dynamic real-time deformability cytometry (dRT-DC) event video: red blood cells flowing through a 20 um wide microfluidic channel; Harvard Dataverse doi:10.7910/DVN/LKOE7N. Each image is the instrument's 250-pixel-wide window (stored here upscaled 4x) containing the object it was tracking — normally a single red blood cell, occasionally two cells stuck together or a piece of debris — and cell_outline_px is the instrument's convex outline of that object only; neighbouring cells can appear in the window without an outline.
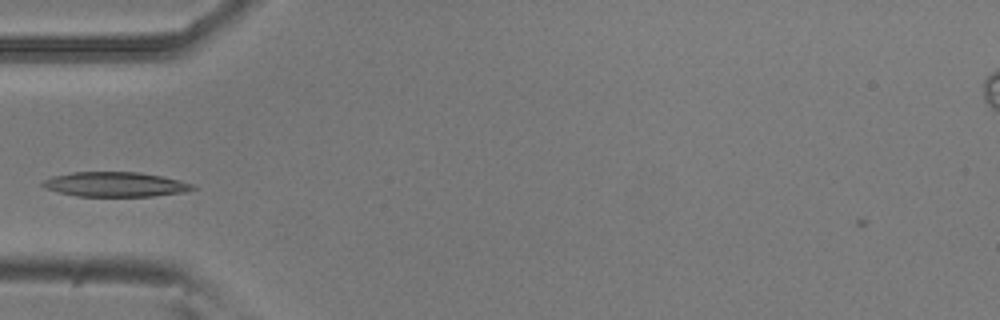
{"species": "common noctule bat (a hibernating species)", "species_latin": "Nyctalus noctula", "temperature_condition": "room temperature", "stored_images_in_passage": 37, "camera_frame_rate_fps": 3000, "um_per_image_px": 0.085, "animal": {"sex": "male", "body_mass_g": 20.5, "forearm_length_mm": 52.5}, "frame": {"image": 1, "passage_image": 6, "time_ms": 1.667, "image_size_px": [1000, 320], "cell_outline_px": [[200, 188], [184, 192], [152, 196], [76, 196], [44, 188], [40, 184], [44, 180], [52, 176], [72, 172], [140, 172], [160, 176], [192, 184]], "centroid_in_image_um": [9.78, 15.67], "position_along_channel_um": 75.2, "area_um2": 21.5}}
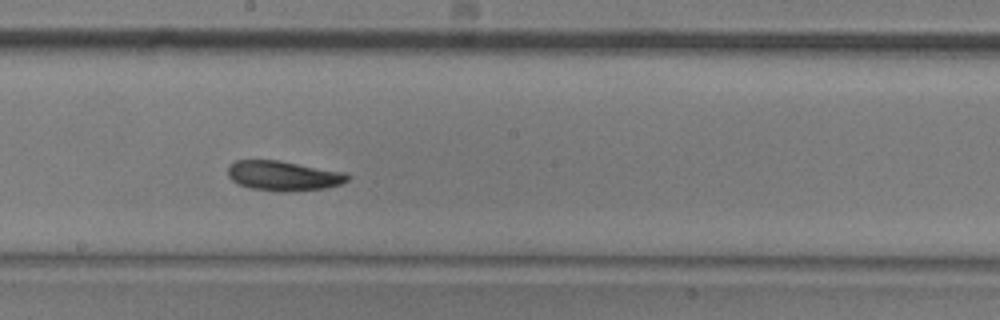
{"frame": {"image": 2, "passage_image": 18, "time_ms": 5.667, "image_size_px": [1000, 320], "cell_outline_px": [[352, 176], [348, 180], [340, 184], [324, 188], [288, 192], [280, 192], [248, 188], [232, 180], [228, 176], [228, 164], [236, 160], [280, 160], [344, 172]], "centroid_in_image_um": [24.08, 14.94], "position_along_channel_um": 224.1, "area_um2": 20.98}}
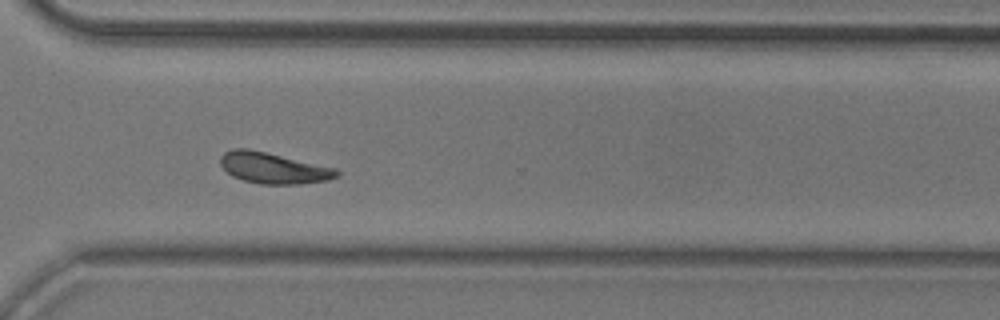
{"frame": {"image": 3, "passage_image": 28, "time_ms": 9.0, "image_size_px": [1000, 320], "cell_outline_px": [[340, 176], [328, 180], [300, 184], [260, 184], [244, 180], [232, 176], [220, 164], [220, 156], [224, 152], [232, 148], [248, 148], [336, 168], [340, 172]], "centroid_in_image_um": [23.24, 14.28], "position_along_channel_um": 347.4, "area_um2": 21.04}, "authors_computed_cell_mechanics": {"area_um2": 20.2878, "velocity_mm_per_s": 3.7004, "shape_relaxation_time_tau1_ms": 2.504, "shape_relaxation_time_tau2_ms": 3.6024, "deformation_change_tau1": 0.1145, "deformation_change_tau2": 0.091}}